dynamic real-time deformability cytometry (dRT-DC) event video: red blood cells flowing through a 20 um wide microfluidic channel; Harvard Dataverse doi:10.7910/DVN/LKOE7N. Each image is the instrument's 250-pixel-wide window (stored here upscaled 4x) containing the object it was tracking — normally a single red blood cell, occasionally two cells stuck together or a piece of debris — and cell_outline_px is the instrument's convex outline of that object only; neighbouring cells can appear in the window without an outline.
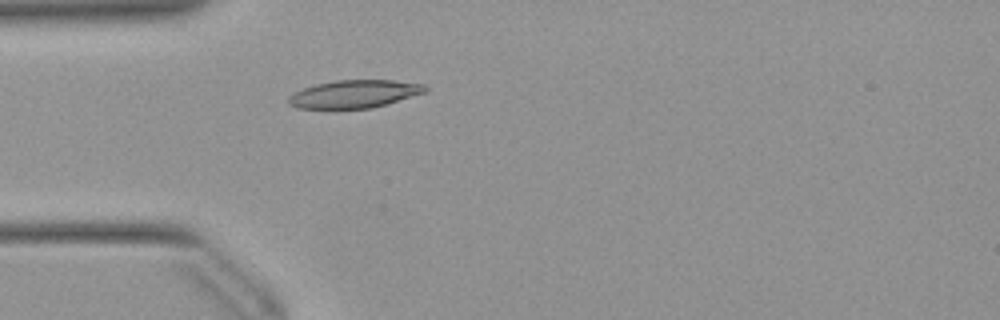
{"species": "Egyptian fruit bat (a non-hibernating species)", "species_latin": "Rousettus aegyptiacus", "temperature_condition": "warm", "stored_images_in_passage": 50, "camera_frame_rate_fps": 3000, "um_per_image_px": 0.085, "animal": {"sex": "female"}, "frame": {"image": 1, "passage_image": 13, "time_ms": 4.0, "image_size_px": [1000, 320], "cell_outline_px": [[428, 92], [372, 108], [296, 108], [288, 104], [288, 96], [292, 92], [316, 84], [336, 80], [392, 80], [424, 84], [428, 88]], "centroid_in_image_um": [30.12, 7.98], "position_along_channel_um": 54.9, "area_um2": 22.25}}
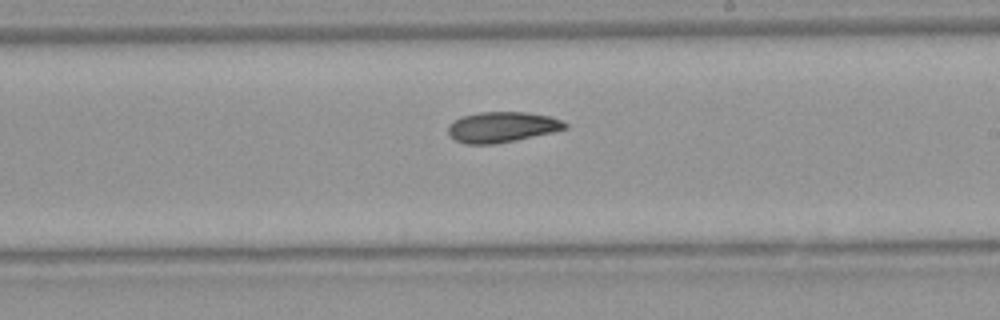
{"frame": {"image": 2, "passage_image": 28, "time_ms": 9.0, "image_size_px": [1000, 320], "cell_outline_px": [[568, 128], [552, 132], [516, 140], [496, 144], [464, 144], [456, 140], [448, 132], [448, 124], [460, 116], [480, 112], [524, 112], [552, 116], [568, 124]], "centroid_in_image_um": [42.66, 10.79], "position_along_channel_um": 246.3, "area_um2": 20.87}}
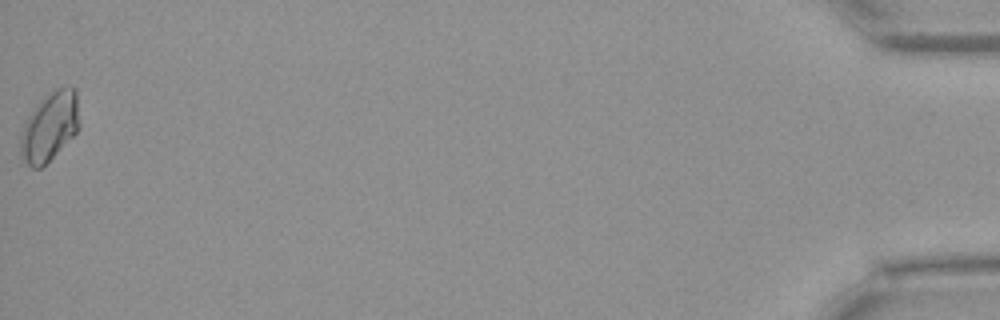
{"frame": {"image": 3, "passage_image": 50, "time_ms": 16.333, "image_size_px": [1000, 320], "cell_outline_px": [[80, 128], [40, 168], [32, 168], [20, 156], [20, 136], [24, 124], [28, 116], [40, 100], [48, 92], [56, 88], [76, 88], [80, 124]], "centroid_in_image_um": [4.22, 10.73], "position_along_channel_um": 431.0, "area_um2": 23.41}}